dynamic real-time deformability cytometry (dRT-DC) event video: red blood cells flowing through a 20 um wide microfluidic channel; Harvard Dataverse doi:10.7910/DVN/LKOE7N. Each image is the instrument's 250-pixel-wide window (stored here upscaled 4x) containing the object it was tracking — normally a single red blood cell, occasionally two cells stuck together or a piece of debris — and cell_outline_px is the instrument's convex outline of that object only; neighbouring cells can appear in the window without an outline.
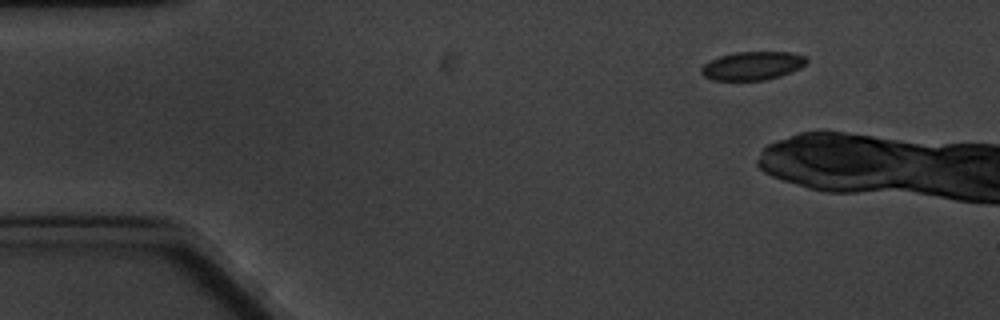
{"species": "common noctule bat (a hibernating species)", "species_latin": "Nyctalus noctula", "temperature_condition": "cold", "stored_images_in_passage": 3, "camera_frame_rate_fps": 3000, "um_per_image_px": 0.085, "animal": {"sex": "male", "body_mass_g": 20.1, "forearm_length_mm": 53.5}, "frame": {"image": 1, "passage_image": 1, "time_ms": 0.0, "image_size_px": [1000, 320], "cell_outline_px": [[808, 60], [800, 68], [792, 72], [780, 76], [764, 80], [712, 80], [704, 76], [700, 72], [700, 68], [704, 64], [720, 56], [732, 52], [788, 52], [804, 56]], "centroid_in_image_um": [63.94, 5.59], "position_along_channel_um": 21.1, "area_um2": 17.4}}